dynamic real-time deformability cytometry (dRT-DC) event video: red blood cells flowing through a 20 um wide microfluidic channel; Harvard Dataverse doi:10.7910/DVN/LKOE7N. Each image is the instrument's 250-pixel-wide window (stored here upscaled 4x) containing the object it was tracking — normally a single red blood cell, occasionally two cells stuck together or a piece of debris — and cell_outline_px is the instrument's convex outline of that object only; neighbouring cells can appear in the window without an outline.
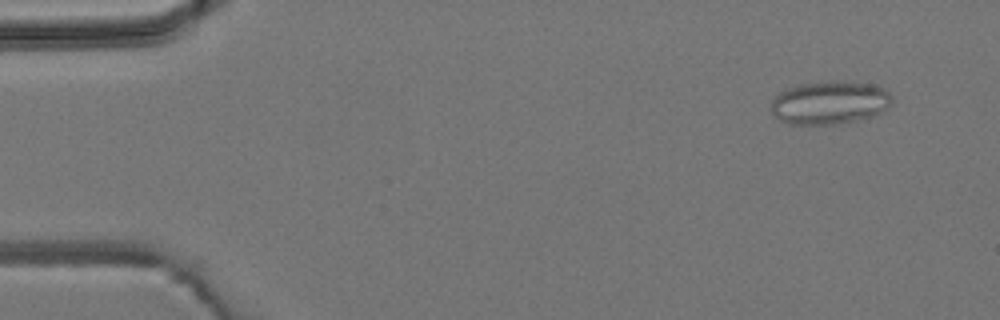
{"species": "common noctule bat (a hibernating species)", "species_latin": "Nyctalus noctula", "temperature_condition": "room temperature", "stored_images_in_passage": 6, "camera_frame_rate_fps": 3000, "um_per_image_px": 0.085, "animal": {"sex": "male", "body_mass_g": 19.2, "forearm_length_mm": 51.8}, "frame": {"image": 1, "passage_image": 6, "time_ms": 5.667, "image_size_px": [1000, 320], "cell_outline_px": [[892, 104], [888, 108], [872, 116], [856, 120], [836, 124], [788, 124], [780, 120], [772, 112], [772, 100], [784, 88], [800, 84], [832, 80], [840, 80], [872, 84], [884, 88], [892, 96]], "centroid_in_image_um": [70.54, 8.7], "position_along_channel_um": 14.5, "area_um2": 30.63}}